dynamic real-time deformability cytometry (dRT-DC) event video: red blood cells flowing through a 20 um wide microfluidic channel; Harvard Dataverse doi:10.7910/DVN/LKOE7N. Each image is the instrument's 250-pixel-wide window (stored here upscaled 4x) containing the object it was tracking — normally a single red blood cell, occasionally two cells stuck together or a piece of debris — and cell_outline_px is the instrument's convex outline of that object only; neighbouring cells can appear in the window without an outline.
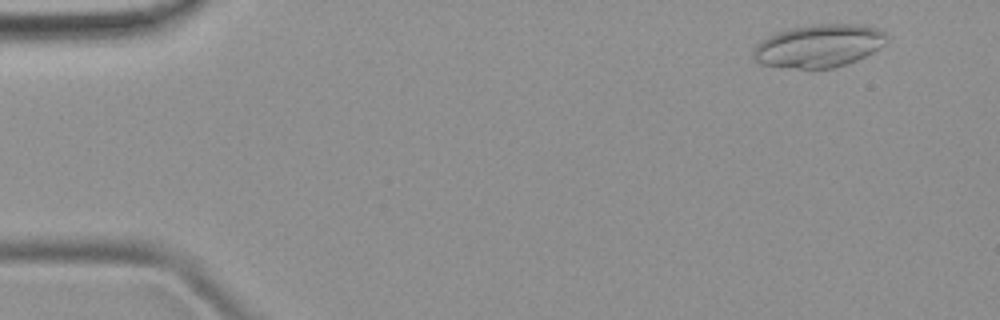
{"species": "common noctule bat (a hibernating species)", "species_latin": "Nyctalus noctula", "temperature_condition": "room temperature", "stored_images_in_passage": 46, "camera_frame_rate_fps": 3000, "um_per_image_px": 0.085, "animal": {"sex": "female", "body_mass_g": 19.9}, "frame": {"image": 1, "passage_image": 1, "time_ms": 0.0, "image_size_px": [1000, 320], "cell_outline_px": [[888, 40], [884, 44], [872, 52], [856, 60], [832, 68], [800, 68], [760, 64], [752, 60], [752, 48], [756, 44], [768, 36], [792, 28], [812, 24], [864, 24], [876, 28], [884, 32], [888, 36]], "centroid_in_image_um": [69.59, 3.89], "position_along_channel_um": 15.4, "area_um2": 33.23}}
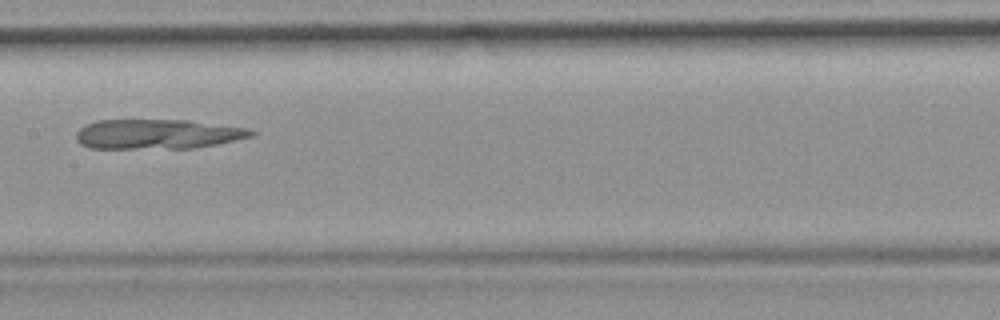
{"frame": {"image": 2, "passage_image": 22, "time_ms": 7.0, "image_size_px": [1000, 320], "cell_outline_px": [[256, 136], [196, 148], [88, 148], [80, 144], [76, 140], [76, 132], [84, 124], [96, 120], [188, 120], [248, 128], [256, 132]], "centroid_in_image_um": [13.38, 11.4], "position_along_channel_um": 194.0, "area_um2": 30.58}}
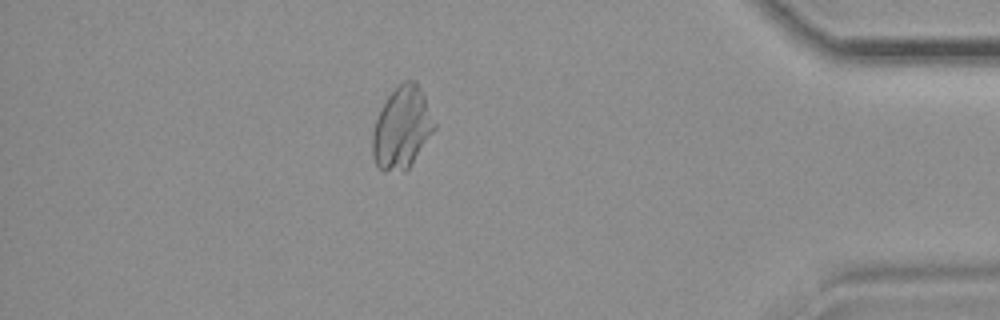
{"frame": {"image": 3, "passage_image": 40, "time_ms": 13.0, "image_size_px": [1000, 320], "cell_outline_px": [[436, 128], [408, 168], [404, 172], [384, 172], [376, 164], [372, 156], [372, 132], [376, 120], [388, 96], [404, 80], [416, 80], [424, 96], [436, 124]], "centroid_in_image_um": [34.16, 10.89], "position_along_channel_um": 401.0, "area_um2": 29.3}}